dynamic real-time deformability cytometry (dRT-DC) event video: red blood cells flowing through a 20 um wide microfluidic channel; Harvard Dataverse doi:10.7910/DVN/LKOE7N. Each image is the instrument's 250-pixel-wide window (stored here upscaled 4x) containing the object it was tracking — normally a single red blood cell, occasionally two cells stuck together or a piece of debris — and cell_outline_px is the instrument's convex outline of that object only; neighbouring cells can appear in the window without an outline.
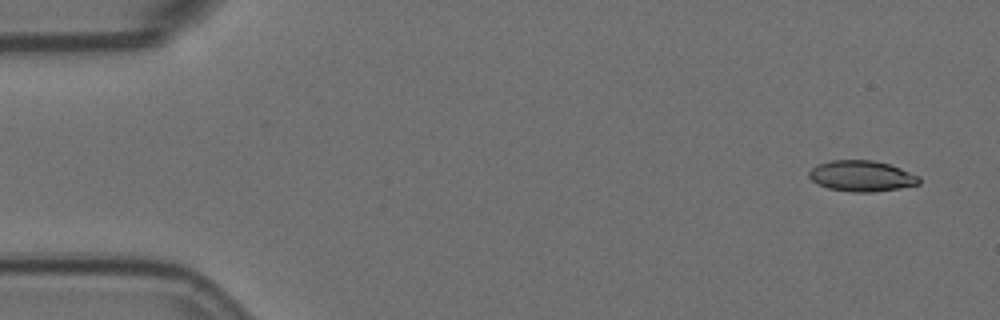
{"species": "Egyptian fruit bat (a non-hibernating species)", "species_latin": "Rousettus aegyptiacus", "temperature_condition": "room temperature", "stored_images_in_passage": 5, "camera_frame_rate_fps": 3000, "um_per_image_px": 0.085, "animal": {"sex": "female"}, "frame": {"image": 1, "passage_image": 1, "time_ms": 0.0, "image_size_px": [1000, 320], "cell_outline_px": [[920, 184], [900, 188], [872, 192], [852, 192], [828, 188], [812, 180], [808, 176], [808, 172], [816, 164], [828, 160], [872, 160], [888, 164], [900, 168], [920, 176]], "centroid_in_image_um": [73.23, 14.95], "position_along_channel_um": 11.8, "area_um2": 19.83}}
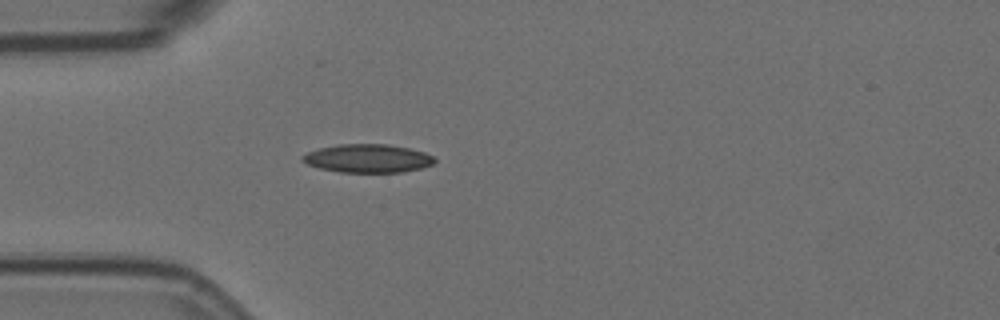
{"frame": {"image": 2, "passage_image": 5, "time_ms": 1.333, "image_size_px": [1000, 320], "cell_outline_px": [[436, 160], [432, 164], [420, 168], [400, 172], [340, 172], [320, 168], [308, 164], [300, 160], [300, 156], [308, 152], [320, 148], [340, 144], [388, 144], [408, 148], [424, 152], [432, 156]], "centroid_in_image_um": [31.23, 13.46], "position_along_channel_um": 53.8, "area_um2": 21.68}}